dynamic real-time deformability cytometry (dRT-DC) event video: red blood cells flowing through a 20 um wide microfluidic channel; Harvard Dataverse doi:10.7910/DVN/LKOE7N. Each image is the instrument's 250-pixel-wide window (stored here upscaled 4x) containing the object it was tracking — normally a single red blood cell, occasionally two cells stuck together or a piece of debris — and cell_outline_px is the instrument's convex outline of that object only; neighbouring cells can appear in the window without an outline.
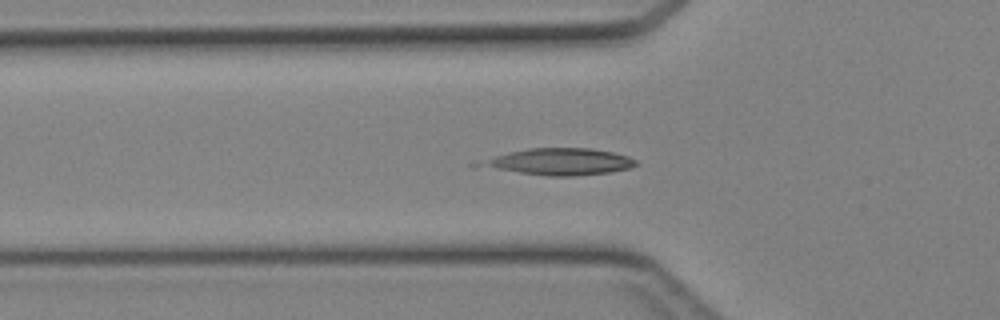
{"species": "Egyptian fruit bat (a non-hibernating species)", "species_latin": "Rousettus aegyptiacus", "temperature_condition": "cold", "stored_images_in_passage": 44, "camera_frame_rate_fps": 3000, "um_per_image_px": 0.085, "animal": {"sex": "female"}, "frame": {"image": 1, "passage_image": 15, "time_ms": 4.667, "image_size_px": [1000, 320], "cell_outline_px": [[640, 164], [632, 168], [608, 172], [572, 176], [548, 176], [520, 172], [500, 168], [492, 164], [488, 160], [496, 156], [528, 148], [592, 148], [612, 152], [628, 156], [636, 160]], "centroid_in_image_um": [47.89, 13.73], "position_along_channel_um": 77.9, "area_um2": 22.89}}
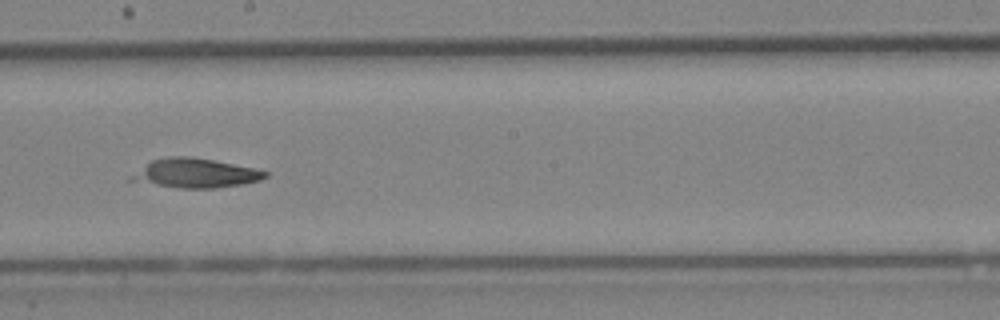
{"frame": {"image": 2, "passage_image": 25, "time_ms": 8.0, "image_size_px": [1000, 320], "cell_outline_px": [[268, 176], [260, 180], [240, 184], [216, 188], [180, 188], [128, 180], [128, 176], [152, 160], [168, 156], [192, 156], [256, 168], [268, 172]], "centroid_in_image_um": [16.6, 14.71], "position_along_channel_um": 231.6, "area_um2": 22.77}}
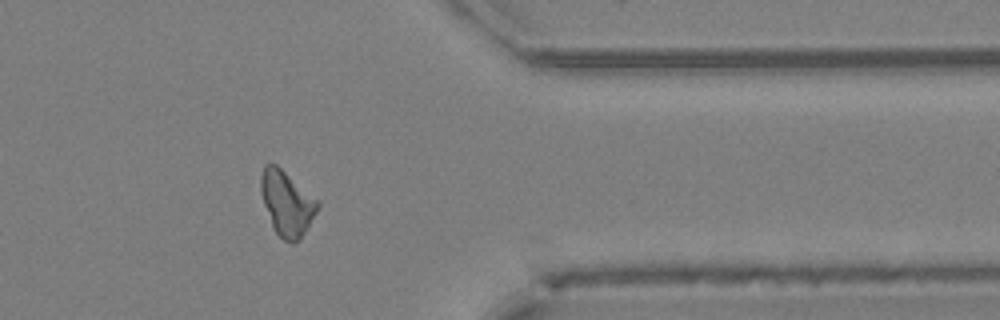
{"frame": {"image": 3, "passage_image": 36, "time_ms": 11.667, "image_size_px": [1000, 320], "cell_outline_px": [[320, 204], [316, 212], [300, 240], [292, 244], [284, 240], [276, 232], [272, 224], [264, 204], [260, 188], [260, 176], [264, 164], [276, 164], [316, 200]], "centroid_in_image_um": [24.35, 17.29], "position_along_channel_um": 387.0, "area_um2": 20.81}}